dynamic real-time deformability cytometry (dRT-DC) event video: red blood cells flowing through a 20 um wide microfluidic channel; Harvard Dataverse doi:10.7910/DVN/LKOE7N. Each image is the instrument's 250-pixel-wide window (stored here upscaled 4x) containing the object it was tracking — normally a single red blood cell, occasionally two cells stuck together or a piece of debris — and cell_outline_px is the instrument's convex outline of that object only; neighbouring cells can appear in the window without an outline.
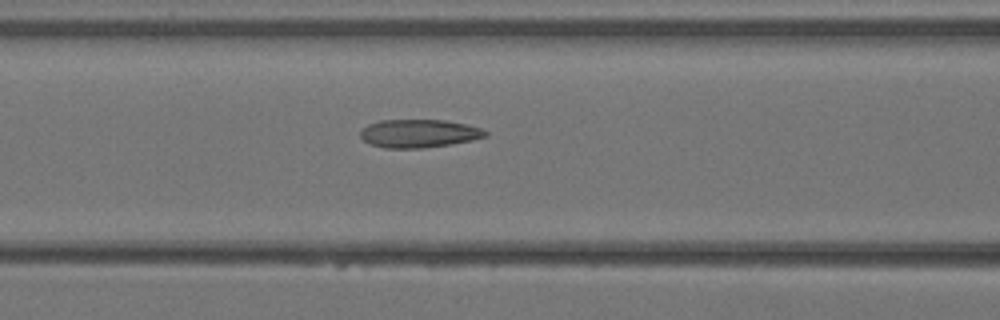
{"species": "Egyptian fruit bat (a non-hibernating species)", "species_latin": "Rousettus aegyptiacus", "temperature_condition": "warm", "stored_images_in_passage": 4, "camera_frame_rate_fps": 3000, "um_per_image_px": 0.085, "animal": {"sex": "female"}, "frame": {"image": 1, "passage_image": 4, "time_ms": 1.0, "image_size_px": [1000, 320], "cell_outline_px": [[488, 136], [472, 140], [452, 144], [424, 148], [384, 148], [372, 144], [364, 140], [360, 136], [360, 132], [368, 124], [380, 120], [444, 120], [484, 128], [488, 132]], "centroid_in_image_um": [35.64, 11.34], "position_along_channel_um": 131.0, "area_um2": 20.58}}